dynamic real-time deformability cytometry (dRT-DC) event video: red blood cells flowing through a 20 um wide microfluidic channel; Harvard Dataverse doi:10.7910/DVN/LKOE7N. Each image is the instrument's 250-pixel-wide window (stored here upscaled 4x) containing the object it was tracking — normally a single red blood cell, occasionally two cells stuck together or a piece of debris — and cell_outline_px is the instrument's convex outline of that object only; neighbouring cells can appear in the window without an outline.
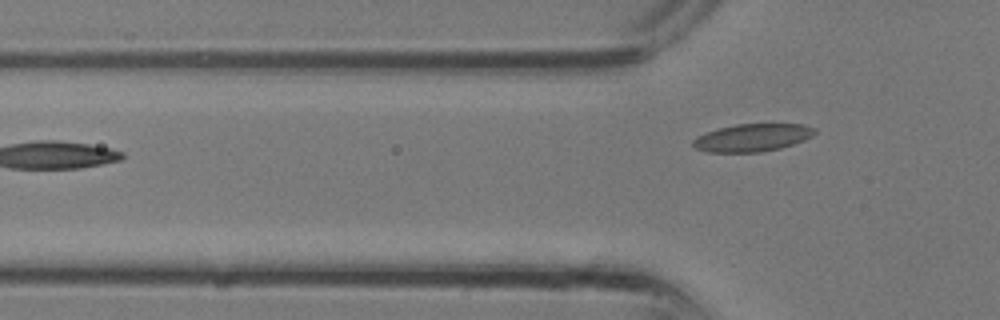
{"species": "common noctule bat (a hibernating species)", "species_latin": "Nyctalus noctula", "temperature_condition": "room temperature", "stored_images_in_passage": 12, "camera_frame_rate_fps": 3000, "um_per_image_px": 0.085, "animal": {"sex": "male", "body_mass_g": 13.3}, "frame": {"image": 1, "passage_image": 12, "time_ms": 3.667, "image_size_px": [1000, 320], "cell_outline_px": [[816, 132], [812, 136], [804, 140], [780, 148], [760, 152], [708, 152], [692, 148], [692, 140], [696, 136], [720, 128], [736, 124], [804, 124], [816, 128]], "centroid_in_image_um": [63.94, 11.7], "position_along_channel_um": 61.9, "area_um2": 19.65}}